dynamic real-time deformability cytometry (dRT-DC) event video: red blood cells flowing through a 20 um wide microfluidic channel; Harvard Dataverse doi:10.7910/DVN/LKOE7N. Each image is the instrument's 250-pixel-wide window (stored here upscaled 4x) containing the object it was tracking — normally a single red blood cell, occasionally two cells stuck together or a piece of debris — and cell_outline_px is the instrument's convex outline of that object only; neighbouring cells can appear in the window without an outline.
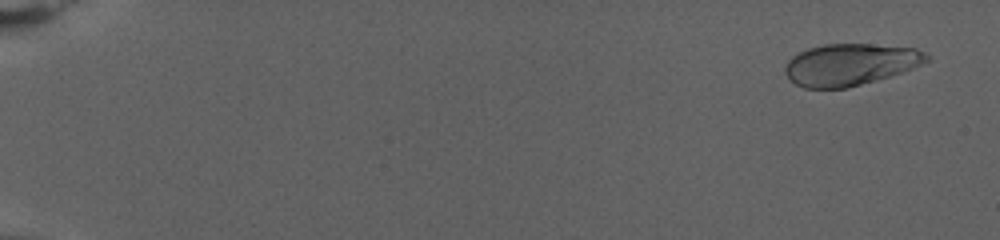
{"species": "human", "species_latin": "Homo sapiens", "temperature_condition": "warm", "stored_images_in_passage": 46, "camera_frame_rate_fps": 3000, "um_per_image_px": 0.085, "donor": {"sex": "female"}, "frame": {"image": 1, "passage_image": 4, "time_ms": 1.0, "image_size_px": [1000, 240], "cell_outline_px": [[932, 60], [912, 68], [888, 76], [860, 84], [844, 88], [804, 88], [796, 84], [784, 72], [784, 64], [792, 56], [808, 48], [824, 44], [868, 44], [916, 48], [924, 52]], "centroid_in_image_um": [72.25, 5.47], "position_along_channel_um": 12.8, "area_um2": 34.16}}
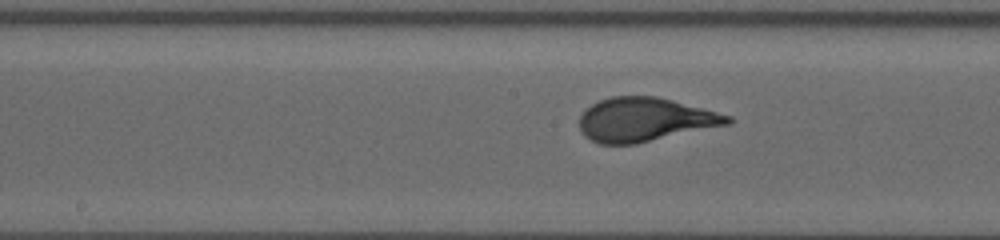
{"frame": {"image": 2, "passage_image": 28, "time_ms": 9.0, "image_size_px": [1000, 240], "cell_outline_px": [[732, 120], [728, 124], [636, 144], [600, 144], [584, 136], [580, 128], [580, 116], [592, 104], [600, 100], [612, 96], [656, 96], [672, 100], [732, 116]], "centroid_in_image_um": [54.79, 10.17], "position_along_channel_um": 193.4, "area_um2": 37.45}}
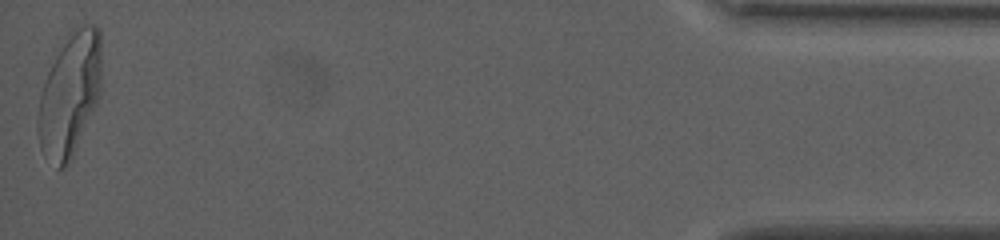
{"frame": {"image": 3, "passage_image": 46, "time_ms": 15.0, "image_size_px": [1000, 240], "cell_outline_px": [[100, 96], [72, 156], [68, 164], [64, 168], [56, 168], [40, 148], [36, 132], [36, 124], [40, 96], [48, 72], [68, 32], [72, 28], [84, 24], [92, 24], [100, 28]], "centroid_in_image_um": [5.92, 8.03], "position_along_channel_um": 429.3, "area_um2": 45.37}}